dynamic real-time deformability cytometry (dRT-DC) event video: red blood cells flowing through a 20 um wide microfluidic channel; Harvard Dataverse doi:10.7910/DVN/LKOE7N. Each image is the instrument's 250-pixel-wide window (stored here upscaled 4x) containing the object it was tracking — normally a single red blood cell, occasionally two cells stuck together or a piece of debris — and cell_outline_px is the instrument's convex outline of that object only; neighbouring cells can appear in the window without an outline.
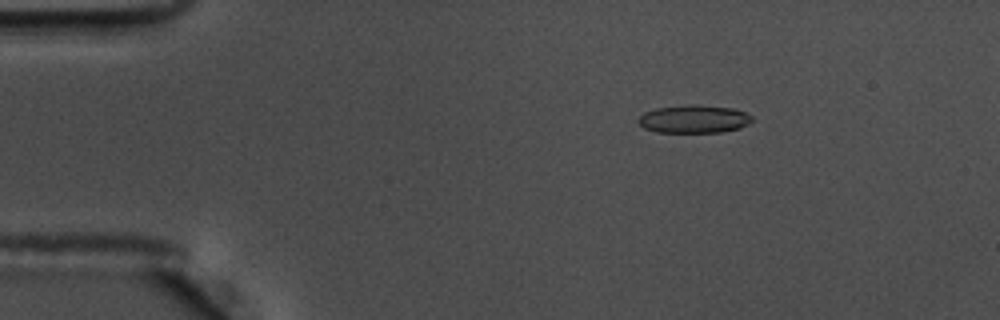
{"species": "common noctule bat (a hibernating species)", "species_latin": "Nyctalus noctula", "temperature_condition": "warm", "stored_images_in_passage": 57, "camera_frame_rate_fps": 3000, "um_per_image_px": 0.085, "animal": {"sex": "male", "body_mass_g": 17.5, "forearm_length_mm": 52.3}, "frame": {"image": 1, "passage_image": 10, "time_ms": 3.0, "image_size_px": [1000, 320], "cell_outline_px": [[752, 120], [748, 124], [740, 128], [720, 132], [656, 132], [644, 128], [636, 120], [644, 112], [656, 108], [688, 104], [700, 104], [732, 108], [744, 112], [752, 116]], "centroid_in_image_um": [58.97, 10.11], "position_along_channel_um": 26.0, "area_um2": 18.67}}
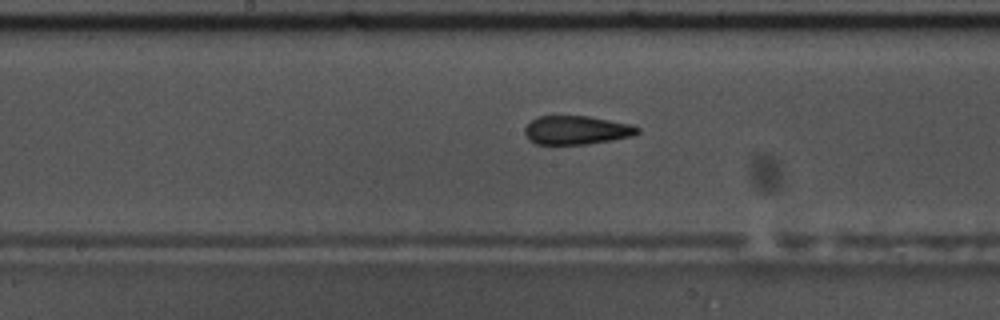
{"frame": {"image": 2, "passage_image": 30, "time_ms": 9.667, "image_size_px": [1000, 320], "cell_outline_px": [[640, 132], [632, 136], [612, 140], [588, 144], [536, 144], [528, 140], [524, 132], [524, 128], [536, 116], [588, 116], [632, 124], [640, 128]], "centroid_in_image_um": [49.0, 11.06], "position_along_channel_um": 199.2, "area_um2": 18.96}}
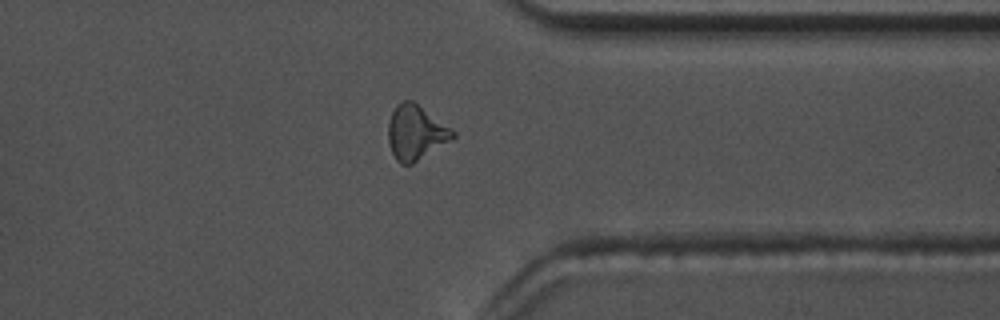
{"frame": {"image": 3, "passage_image": 45, "time_ms": 14.667, "image_size_px": [1000, 320], "cell_outline_px": [[456, 136], [412, 164], [400, 164], [396, 160], [388, 144], [388, 124], [392, 112], [396, 104], [404, 100], [412, 100], [452, 128], [456, 132]], "centroid_in_image_um": [35.32, 11.25], "position_along_channel_um": 376.1, "area_um2": 20.46}, "authors_computed_cell_mechanics": {"area_um2": 19.074, "velocity_mm_per_s": 3.6202, "shape_relaxation_time_tau1_ms": null, "shape_relaxation_time_tau2_ms": 2.5672, "deformation_change_tau1": null, "deformation_change_tau2": 0.1085}}